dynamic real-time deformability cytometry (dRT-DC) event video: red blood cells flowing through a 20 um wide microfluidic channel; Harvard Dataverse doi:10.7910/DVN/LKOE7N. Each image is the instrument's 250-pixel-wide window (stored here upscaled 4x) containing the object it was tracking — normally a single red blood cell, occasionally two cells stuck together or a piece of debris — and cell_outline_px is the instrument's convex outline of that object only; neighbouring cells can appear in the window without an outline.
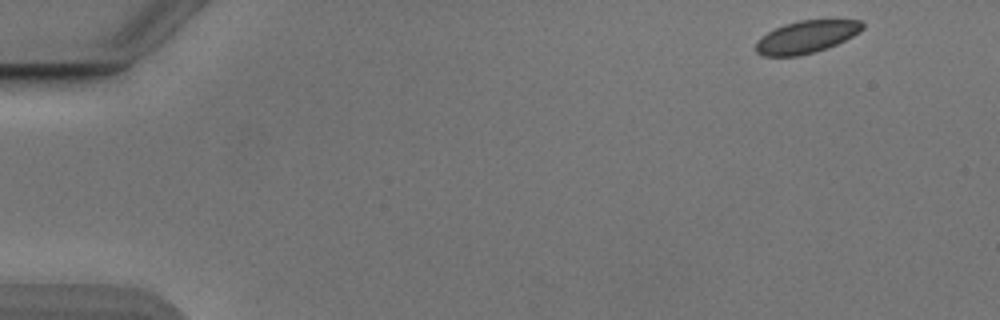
{"species": "Egyptian fruit bat (a non-hibernating species)", "species_latin": "Rousettus aegyptiacus", "temperature_condition": "cold", "stored_images_in_passage": 16, "camera_frame_rate_fps": 3000, "um_per_image_px": 0.085, "animal": {"sex": "male"}, "frame": {"image": 1, "passage_image": 1, "time_ms": 0.0, "image_size_px": [1000, 320], "cell_outline_px": [[864, 28], [860, 32], [828, 48], [800, 56], [764, 56], [756, 52], [756, 40], [760, 36], [784, 24], [800, 20], [860, 20], [864, 24]], "centroid_in_image_um": [68.53, 3.14], "position_along_channel_um": 16.5, "area_um2": 20.17}}
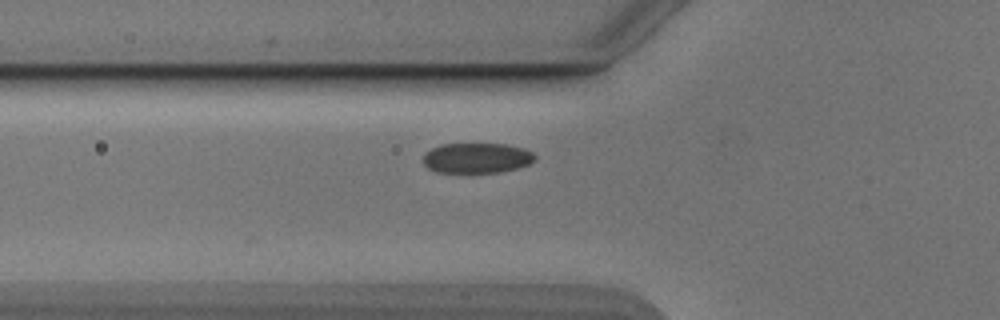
{"frame": {"image": 2, "passage_image": 16, "time_ms": 5.0, "image_size_px": [1000, 320], "cell_outline_px": [[536, 160], [528, 164], [516, 168], [500, 172], [436, 172], [428, 168], [424, 164], [424, 152], [440, 144], [508, 144], [524, 148], [532, 152], [536, 156]], "centroid_in_image_um": [40.53, 13.42], "position_along_channel_um": 85.3, "area_um2": 19.71}}